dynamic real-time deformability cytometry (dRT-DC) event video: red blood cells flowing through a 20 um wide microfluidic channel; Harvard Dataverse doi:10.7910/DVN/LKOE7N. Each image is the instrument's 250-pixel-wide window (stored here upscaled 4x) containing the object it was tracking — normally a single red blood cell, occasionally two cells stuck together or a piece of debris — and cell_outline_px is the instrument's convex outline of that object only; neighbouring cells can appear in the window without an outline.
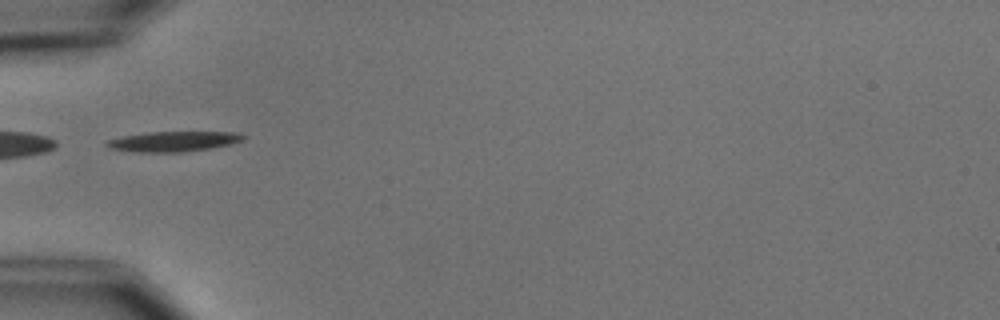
{"species": "common noctule bat (a hibernating species)", "species_latin": "Nyctalus noctula", "temperature_condition": "cold", "stored_images_in_passage": 2, "segment_of_instrument_passage": [2, 2], "camera_frame_rate_fps": 3000, "um_per_image_px": 0.085, "animal": {"sex": "male", "body_mass_g": 15.6}, "frame": {"image": 1, "passage_image": 2, "time_ms": 1.333, "image_size_px": [1000, 320], "cell_outline_px": [[244, 140], [232, 144], [212, 148], [184, 152], [132, 152], [108, 148], [104, 144], [108, 140], [120, 136], [148, 132], [240, 132], [244, 136]], "centroid_in_image_um": [14.72, 12.02], "position_along_channel_um": 70.3, "area_um2": 16.3}}